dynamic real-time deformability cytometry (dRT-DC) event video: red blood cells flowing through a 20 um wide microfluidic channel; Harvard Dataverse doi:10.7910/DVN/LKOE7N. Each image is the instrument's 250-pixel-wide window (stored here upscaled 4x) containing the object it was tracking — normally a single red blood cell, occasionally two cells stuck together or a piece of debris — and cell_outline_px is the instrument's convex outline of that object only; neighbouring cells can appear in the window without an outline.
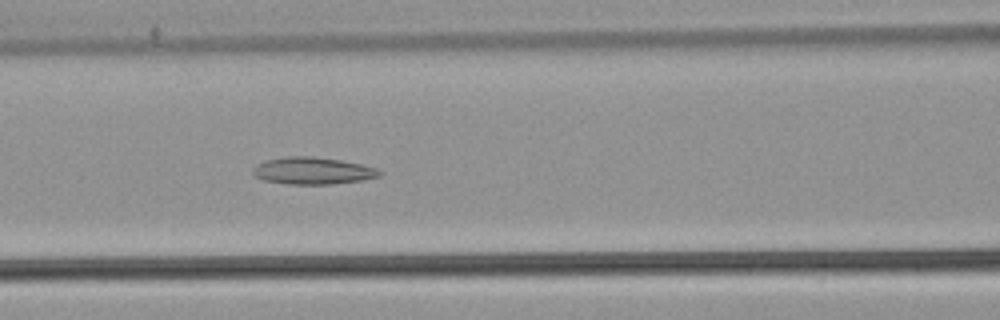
{"species": "common noctule bat (a hibernating species)", "species_latin": "Nyctalus noctula", "temperature_condition": "warm", "stored_images_in_passage": 49, "camera_frame_rate_fps": 3000, "um_per_image_px": 0.085, "animal": {"sex": "male", "body_mass_g": 21.5, "forearm_length_mm": 52.0}, "frame": {"image": 1, "passage_image": 19, "time_ms": 6.0, "image_size_px": [1000, 320], "cell_outline_px": [[384, 172], [380, 176], [364, 180], [332, 184], [288, 184], [264, 180], [256, 176], [252, 172], [252, 168], [256, 164], [264, 160], [284, 156], [312, 156], [340, 160], [360, 164], [376, 168]], "centroid_in_image_um": [26.57, 14.51], "position_along_channel_um": 140.0, "area_um2": 20.11}}
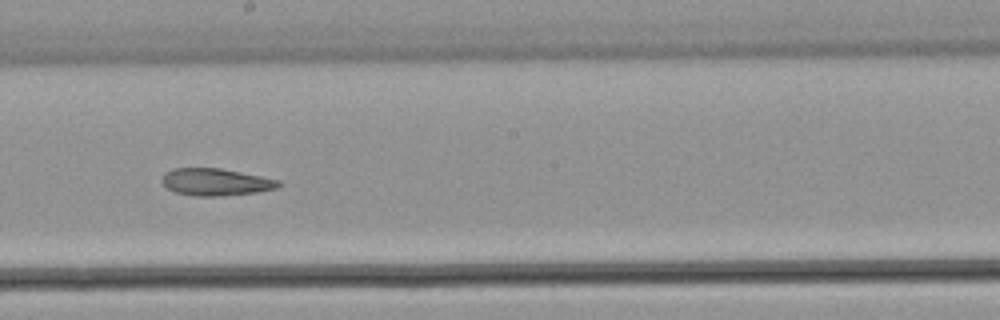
{"frame": {"image": 2, "passage_image": 26, "time_ms": 8.333, "image_size_px": [1000, 320], "cell_outline_px": [[280, 184], [276, 188], [256, 192], [220, 196], [196, 196], [176, 192], [168, 188], [160, 180], [164, 172], [172, 168], [220, 168], [280, 180]], "centroid_in_image_um": [18.29, 15.46], "position_along_channel_um": 229.9, "area_um2": 18.32}}
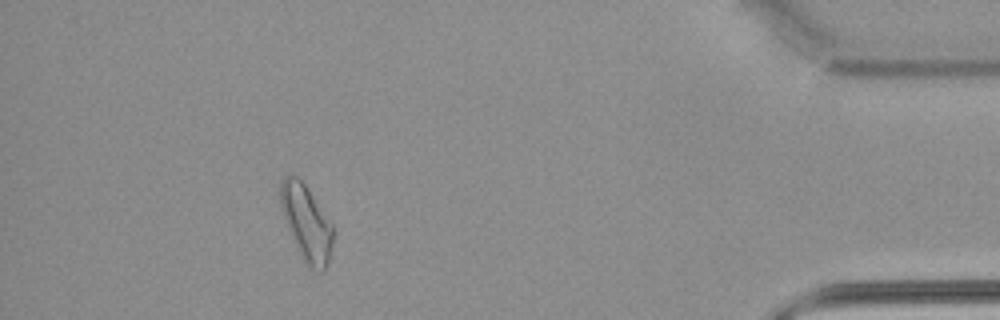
{"frame": {"image": 3, "passage_image": 44, "time_ms": 14.333, "image_size_px": [1000, 320], "cell_outline_px": [[332, 248], [324, 272], [320, 272], [308, 268], [304, 264], [296, 248], [280, 208], [280, 180], [284, 176], [292, 172], [304, 184], [332, 224]], "centroid_in_image_um": [26.01, 18.96], "position_along_channel_um": 409.2, "area_um2": 23.24}, "authors_computed_cell_mechanics": {"area_um2": 20.519, "velocity_mm_per_s": 3.863, "shape_relaxation_time_tau1_ms": null, "shape_relaxation_time_tau2_ms": 3.7756, "deformation_change_tau1": null, "deformation_change_tau2": 0.1267}}